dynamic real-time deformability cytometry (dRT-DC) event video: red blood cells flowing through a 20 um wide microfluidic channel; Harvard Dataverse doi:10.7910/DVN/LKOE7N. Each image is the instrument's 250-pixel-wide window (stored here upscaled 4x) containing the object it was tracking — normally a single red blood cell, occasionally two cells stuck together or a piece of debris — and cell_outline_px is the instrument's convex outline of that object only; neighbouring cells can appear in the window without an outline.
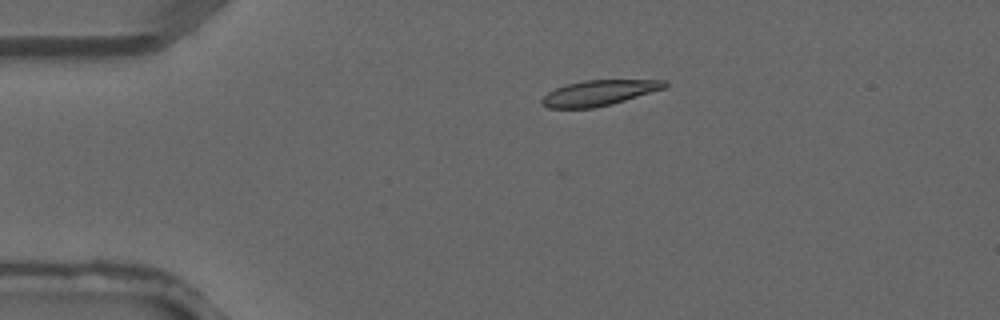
{"species": "common noctule bat (a hibernating species)", "species_latin": "Nyctalus noctula", "temperature_condition": "warm", "stored_images_in_passage": 3, "camera_frame_rate_fps": 3000, "um_per_image_px": 0.085, "animal": {"sex": "male", "forearm_length_mm": 52.5}, "frame": {"image": 1, "passage_image": 2, "time_ms": 0.333, "image_size_px": [1000, 320], "cell_outline_px": [[668, 84], [664, 88], [612, 104], [592, 108], [548, 108], [540, 100], [548, 92], [556, 88], [568, 84], [584, 80], [668, 80]], "centroid_in_image_um": [50.92, 7.89], "position_along_channel_um": 34.1, "area_um2": 17.98}}